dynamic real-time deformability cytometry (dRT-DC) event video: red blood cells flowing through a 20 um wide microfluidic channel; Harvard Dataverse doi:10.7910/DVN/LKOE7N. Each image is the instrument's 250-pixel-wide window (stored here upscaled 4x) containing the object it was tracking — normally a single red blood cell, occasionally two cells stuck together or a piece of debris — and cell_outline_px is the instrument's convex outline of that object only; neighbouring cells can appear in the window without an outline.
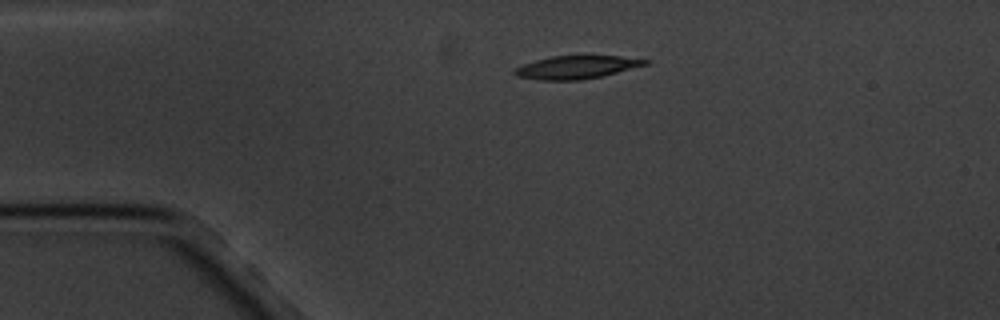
{"species": "common noctule bat (a hibernating species)", "species_latin": "Nyctalus noctula", "temperature_condition": "cold", "stored_images_in_passage": 2, "camera_frame_rate_fps": 3000, "um_per_image_px": 0.085, "animal": {"sex": "male", "body_mass_g": 20.1, "forearm_length_mm": 53.5}, "frame": {"image": 1, "passage_image": 1, "time_ms": 0.0, "image_size_px": [1000, 320], "cell_outline_px": [[652, 60], [648, 64], [600, 76], [580, 80], [540, 80], [516, 76], [512, 72], [516, 68], [524, 64], [536, 60], [552, 56], [620, 56]], "centroid_in_image_um": [49.0, 5.71], "position_along_channel_um": 36.0, "area_um2": 17.28}}